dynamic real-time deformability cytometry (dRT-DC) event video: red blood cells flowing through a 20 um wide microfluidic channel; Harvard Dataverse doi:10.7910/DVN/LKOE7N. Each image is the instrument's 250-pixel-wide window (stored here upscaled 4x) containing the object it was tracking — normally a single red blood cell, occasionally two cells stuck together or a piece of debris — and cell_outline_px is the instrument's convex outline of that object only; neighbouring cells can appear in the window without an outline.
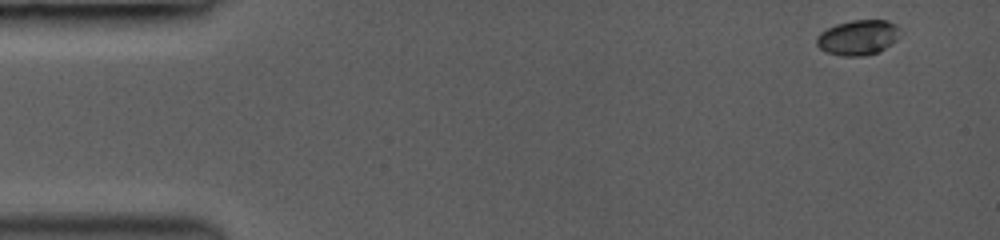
{"species": "common noctule bat (a hibernating species)", "species_latin": "Nyctalus noctula", "temperature_condition": "room temperature", "stored_images_in_passage": 5, "camera_frame_rate_fps": 3000, "um_per_image_px": 0.085, "animal": {"sex": "female", "body_mass_g": 19.0, "forearm_length_mm": 53.3}, "frame": {"image": 1, "passage_image": 1, "time_ms": 0.0, "image_size_px": [1000, 240], "cell_outline_px": [[904, 32], [892, 44], [876, 52], [864, 56], [840, 56], [828, 52], [820, 48], [816, 44], [816, 36], [820, 32], [836, 24], [852, 20], [888, 20], [896, 24]], "centroid_in_image_um": [72.97, 3.17], "position_along_channel_um": 12.0, "area_um2": 17.28}}